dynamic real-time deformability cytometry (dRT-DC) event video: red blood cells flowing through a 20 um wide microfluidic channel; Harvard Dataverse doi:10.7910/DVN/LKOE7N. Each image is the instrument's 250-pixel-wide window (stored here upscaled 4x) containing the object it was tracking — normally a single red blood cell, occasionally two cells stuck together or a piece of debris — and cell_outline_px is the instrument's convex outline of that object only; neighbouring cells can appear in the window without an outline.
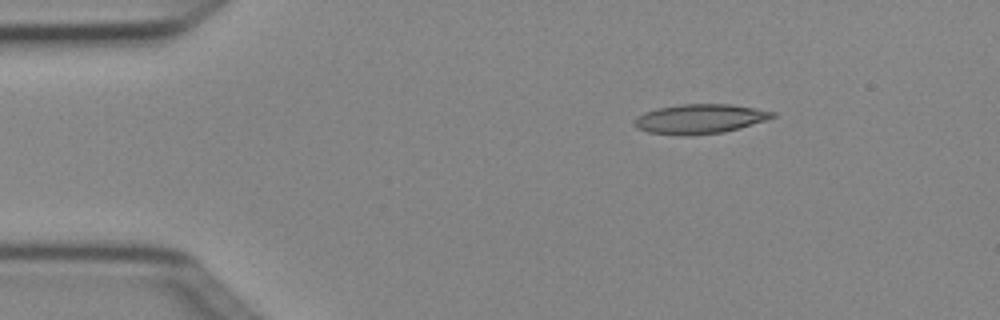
{"species": "Egyptian fruit bat (a non-hibernating species)", "species_latin": "Rousettus aegyptiacus", "temperature_condition": "cold", "stored_images_in_passage": 3, "camera_frame_rate_fps": 3000, "um_per_image_px": 0.085, "animal": {"sex": "female"}, "frame": {"image": 1, "passage_image": 1, "time_ms": 0.0, "image_size_px": [1000, 320], "cell_outline_px": [[776, 116], [740, 128], [724, 132], [688, 136], [684, 136], [648, 132], [636, 128], [636, 116], [644, 112], [656, 108], [680, 104], [732, 104], [776, 112]], "centroid_in_image_um": [59.47, 10.1], "position_along_channel_um": 25.5, "area_um2": 23.76}}